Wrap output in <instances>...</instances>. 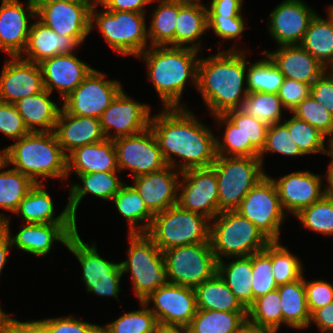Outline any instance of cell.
<instances>
[{"mask_svg": "<svg viewBox=\"0 0 333 333\" xmlns=\"http://www.w3.org/2000/svg\"><path fill=\"white\" fill-rule=\"evenodd\" d=\"M150 128L167 165L176 170L208 168L215 162L216 134L188 108H163L151 116Z\"/></svg>", "mask_w": 333, "mask_h": 333, "instance_id": "cell-1", "label": "cell"}, {"mask_svg": "<svg viewBox=\"0 0 333 333\" xmlns=\"http://www.w3.org/2000/svg\"><path fill=\"white\" fill-rule=\"evenodd\" d=\"M246 48L221 49L200 57L197 67V88L212 116L239 109L248 94Z\"/></svg>", "mask_w": 333, "mask_h": 333, "instance_id": "cell-2", "label": "cell"}, {"mask_svg": "<svg viewBox=\"0 0 333 333\" xmlns=\"http://www.w3.org/2000/svg\"><path fill=\"white\" fill-rule=\"evenodd\" d=\"M198 53L188 47L150 46L137 57L146 63L147 79L163 108H187L181 98L188 81L197 88Z\"/></svg>", "mask_w": 333, "mask_h": 333, "instance_id": "cell-3", "label": "cell"}, {"mask_svg": "<svg viewBox=\"0 0 333 333\" xmlns=\"http://www.w3.org/2000/svg\"><path fill=\"white\" fill-rule=\"evenodd\" d=\"M5 159L8 166L12 165L35 184L49 178L67 179V156L54 132L27 133L5 147Z\"/></svg>", "mask_w": 333, "mask_h": 333, "instance_id": "cell-4", "label": "cell"}, {"mask_svg": "<svg viewBox=\"0 0 333 333\" xmlns=\"http://www.w3.org/2000/svg\"><path fill=\"white\" fill-rule=\"evenodd\" d=\"M98 7V3L92 4L90 31L98 28L105 41L117 55L137 58L150 47L146 13L108 11L104 7L100 11Z\"/></svg>", "mask_w": 333, "mask_h": 333, "instance_id": "cell-5", "label": "cell"}, {"mask_svg": "<svg viewBox=\"0 0 333 333\" xmlns=\"http://www.w3.org/2000/svg\"><path fill=\"white\" fill-rule=\"evenodd\" d=\"M127 259L120 263L122 274L130 273L138 301L159 287L170 284L163 252L145 233H128Z\"/></svg>", "mask_w": 333, "mask_h": 333, "instance_id": "cell-6", "label": "cell"}, {"mask_svg": "<svg viewBox=\"0 0 333 333\" xmlns=\"http://www.w3.org/2000/svg\"><path fill=\"white\" fill-rule=\"evenodd\" d=\"M270 241L237 211L220 212L210 223V244L217 261L262 251Z\"/></svg>", "mask_w": 333, "mask_h": 333, "instance_id": "cell-7", "label": "cell"}, {"mask_svg": "<svg viewBox=\"0 0 333 333\" xmlns=\"http://www.w3.org/2000/svg\"><path fill=\"white\" fill-rule=\"evenodd\" d=\"M211 220L178 204L154 214L145 233L163 252L184 245L210 243Z\"/></svg>", "mask_w": 333, "mask_h": 333, "instance_id": "cell-8", "label": "cell"}, {"mask_svg": "<svg viewBox=\"0 0 333 333\" xmlns=\"http://www.w3.org/2000/svg\"><path fill=\"white\" fill-rule=\"evenodd\" d=\"M218 183V214L236 210L267 174L259 157L216 156L211 166Z\"/></svg>", "mask_w": 333, "mask_h": 333, "instance_id": "cell-9", "label": "cell"}, {"mask_svg": "<svg viewBox=\"0 0 333 333\" xmlns=\"http://www.w3.org/2000/svg\"><path fill=\"white\" fill-rule=\"evenodd\" d=\"M66 248L75 255L82 269L83 284L88 293L102 297H114L118 302L123 276L120 263H114L98 253L96 242L84 243L78 230L69 238Z\"/></svg>", "mask_w": 333, "mask_h": 333, "instance_id": "cell-10", "label": "cell"}, {"mask_svg": "<svg viewBox=\"0 0 333 333\" xmlns=\"http://www.w3.org/2000/svg\"><path fill=\"white\" fill-rule=\"evenodd\" d=\"M269 176L249 191L235 211L253 223L270 242H280L281 226L288 215Z\"/></svg>", "mask_w": 333, "mask_h": 333, "instance_id": "cell-11", "label": "cell"}, {"mask_svg": "<svg viewBox=\"0 0 333 333\" xmlns=\"http://www.w3.org/2000/svg\"><path fill=\"white\" fill-rule=\"evenodd\" d=\"M171 284L195 288L217 273L210 243L184 245L163 251Z\"/></svg>", "mask_w": 333, "mask_h": 333, "instance_id": "cell-12", "label": "cell"}, {"mask_svg": "<svg viewBox=\"0 0 333 333\" xmlns=\"http://www.w3.org/2000/svg\"><path fill=\"white\" fill-rule=\"evenodd\" d=\"M106 75L101 70L93 69L82 83L62 100V109L72 115L100 118L123 90L120 81L106 79Z\"/></svg>", "mask_w": 333, "mask_h": 333, "instance_id": "cell-13", "label": "cell"}, {"mask_svg": "<svg viewBox=\"0 0 333 333\" xmlns=\"http://www.w3.org/2000/svg\"><path fill=\"white\" fill-rule=\"evenodd\" d=\"M117 166L131 171L133 178L159 171L167 166L157 138L150 127L143 132L114 139Z\"/></svg>", "mask_w": 333, "mask_h": 333, "instance_id": "cell-14", "label": "cell"}, {"mask_svg": "<svg viewBox=\"0 0 333 333\" xmlns=\"http://www.w3.org/2000/svg\"><path fill=\"white\" fill-rule=\"evenodd\" d=\"M143 302L154 313L158 325L165 327L187 328L198 310L194 288L171 283L159 287Z\"/></svg>", "mask_w": 333, "mask_h": 333, "instance_id": "cell-15", "label": "cell"}, {"mask_svg": "<svg viewBox=\"0 0 333 333\" xmlns=\"http://www.w3.org/2000/svg\"><path fill=\"white\" fill-rule=\"evenodd\" d=\"M180 177L177 204L213 220L218 215V183L214 169H188Z\"/></svg>", "mask_w": 333, "mask_h": 333, "instance_id": "cell-16", "label": "cell"}, {"mask_svg": "<svg viewBox=\"0 0 333 333\" xmlns=\"http://www.w3.org/2000/svg\"><path fill=\"white\" fill-rule=\"evenodd\" d=\"M151 105L139 103L122 90L100 117L106 139L114 140L150 127Z\"/></svg>", "mask_w": 333, "mask_h": 333, "instance_id": "cell-17", "label": "cell"}, {"mask_svg": "<svg viewBox=\"0 0 333 333\" xmlns=\"http://www.w3.org/2000/svg\"><path fill=\"white\" fill-rule=\"evenodd\" d=\"M0 224L7 230L12 248L42 258L51 252L55 242L66 246L77 231V224L23 223L19 232L12 235L10 217L3 213H0Z\"/></svg>", "mask_w": 333, "mask_h": 333, "instance_id": "cell-18", "label": "cell"}, {"mask_svg": "<svg viewBox=\"0 0 333 333\" xmlns=\"http://www.w3.org/2000/svg\"><path fill=\"white\" fill-rule=\"evenodd\" d=\"M317 12L304 0H284L269 14L267 31L282 45H299Z\"/></svg>", "mask_w": 333, "mask_h": 333, "instance_id": "cell-19", "label": "cell"}, {"mask_svg": "<svg viewBox=\"0 0 333 333\" xmlns=\"http://www.w3.org/2000/svg\"><path fill=\"white\" fill-rule=\"evenodd\" d=\"M270 178L275 184L281 206L288 216H296L302 209L325 195L324 177L309 170L295 171L277 179L271 176Z\"/></svg>", "mask_w": 333, "mask_h": 333, "instance_id": "cell-20", "label": "cell"}, {"mask_svg": "<svg viewBox=\"0 0 333 333\" xmlns=\"http://www.w3.org/2000/svg\"><path fill=\"white\" fill-rule=\"evenodd\" d=\"M94 2H54L41 5L36 17L59 35L81 44L90 34V10Z\"/></svg>", "mask_w": 333, "mask_h": 333, "instance_id": "cell-21", "label": "cell"}, {"mask_svg": "<svg viewBox=\"0 0 333 333\" xmlns=\"http://www.w3.org/2000/svg\"><path fill=\"white\" fill-rule=\"evenodd\" d=\"M0 2V50L8 57L20 56L27 43L31 19L36 18V8L31 0L24 5L19 0Z\"/></svg>", "mask_w": 333, "mask_h": 333, "instance_id": "cell-22", "label": "cell"}, {"mask_svg": "<svg viewBox=\"0 0 333 333\" xmlns=\"http://www.w3.org/2000/svg\"><path fill=\"white\" fill-rule=\"evenodd\" d=\"M0 73V101L14 104L44 88L39 64L20 58H7Z\"/></svg>", "mask_w": 333, "mask_h": 333, "instance_id": "cell-23", "label": "cell"}, {"mask_svg": "<svg viewBox=\"0 0 333 333\" xmlns=\"http://www.w3.org/2000/svg\"><path fill=\"white\" fill-rule=\"evenodd\" d=\"M39 66L42 72L44 88L51 94L57 89L61 102L94 69L80 60L76 53L56 55L42 61Z\"/></svg>", "mask_w": 333, "mask_h": 333, "instance_id": "cell-24", "label": "cell"}, {"mask_svg": "<svg viewBox=\"0 0 333 333\" xmlns=\"http://www.w3.org/2000/svg\"><path fill=\"white\" fill-rule=\"evenodd\" d=\"M167 165L165 168L133 178V187L147 208L157 214L178 203V185L181 173Z\"/></svg>", "mask_w": 333, "mask_h": 333, "instance_id": "cell-25", "label": "cell"}, {"mask_svg": "<svg viewBox=\"0 0 333 333\" xmlns=\"http://www.w3.org/2000/svg\"><path fill=\"white\" fill-rule=\"evenodd\" d=\"M276 51L264 50L276 67L287 79L310 86L327 70L317 59L300 45H282Z\"/></svg>", "mask_w": 333, "mask_h": 333, "instance_id": "cell-26", "label": "cell"}, {"mask_svg": "<svg viewBox=\"0 0 333 333\" xmlns=\"http://www.w3.org/2000/svg\"><path fill=\"white\" fill-rule=\"evenodd\" d=\"M54 133L66 156L79 147L106 139L100 118L72 115L66 113L62 108Z\"/></svg>", "mask_w": 333, "mask_h": 333, "instance_id": "cell-27", "label": "cell"}, {"mask_svg": "<svg viewBox=\"0 0 333 333\" xmlns=\"http://www.w3.org/2000/svg\"><path fill=\"white\" fill-rule=\"evenodd\" d=\"M35 19L20 58L39 64L56 55L72 54L79 49L81 43L76 38L59 35L37 17Z\"/></svg>", "mask_w": 333, "mask_h": 333, "instance_id": "cell-28", "label": "cell"}, {"mask_svg": "<svg viewBox=\"0 0 333 333\" xmlns=\"http://www.w3.org/2000/svg\"><path fill=\"white\" fill-rule=\"evenodd\" d=\"M119 171L117 151L113 140L84 145L67 156V179L70 174Z\"/></svg>", "mask_w": 333, "mask_h": 333, "instance_id": "cell-29", "label": "cell"}, {"mask_svg": "<svg viewBox=\"0 0 333 333\" xmlns=\"http://www.w3.org/2000/svg\"><path fill=\"white\" fill-rule=\"evenodd\" d=\"M45 183L35 184L19 203L14 214L23 220V223L32 224H77L72 218L66 205L59 215H55V203L47 191Z\"/></svg>", "mask_w": 333, "mask_h": 333, "instance_id": "cell-30", "label": "cell"}, {"mask_svg": "<svg viewBox=\"0 0 333 333\" xmlns=\"http://www.w3.org/2000/svg\"><path fill=\"white\" fill-rule=\"evenodd\" d=\"M120 171L95 172L79 174V183L70 184L67 206L72 218L76 221V213L81 200L88 194L103 201L111 202V199L119 192L125 183L120 180Z\"/></svg>", "mask_w": 333, "mask_h": 333, "instance_id": "cell-31", "label": "cell"}, {"mask_svg": "<svg viewBox=\"0 0 333 333\" xmlns=\"http://www.w3.org/2000/svg\"><path fill=\"white\" fill-rule=\"evenodd\" d=\"M50 96L51 93L44 89L14 103L29 132H54L62 107Z\"/></svg>", "mask_w": 333, "mask_h": 333, "instance_id": "cell-32", "label": "cell"}, {"mask_svg": "<svg viewBox=\"0 0 333 333\" xmlns=\"http://www.w3.org/2000/svg\"><path fill=\"white\" fill-rule=\"evenodd\" d=\"M206 31L207 6L204 3L179 1L174 47H188L201 52L200 41Z\"/></svg>", "mask_w": 333, "mask_h": 333, "instance_id": "cell-33", "label": "cell"}, {"mask_svg": "<svg viewBox=\"0 0 333 333\" xmlns=\"http://www.w3.org/2000/svg\"><path fill=\"white\" fill-rule=\"evenodd\" d=\"M231 259L233 261L227 264L224 260L217 261V274L247 310L253 304L252 255L230 257L229 260Z\"/></svg>", "mask_w": 333, "mask_h": 333, "instance_id": "cell-34", "label": "cell"}, {"mask_svg": "<svg viewBox=\"0 0 333 333\" xmlns=\"http://www.w3.org/2000/svg\"><path fill=\"white\" fill-rule=\"evenodd\" d=\"M282 324L297 330L309 327L311 314L307 306L304 276L294 282L279 285Z\"/></svg>", "mask_w": 333, "mask_h": 333, "instance_id": "cell-35", "label": "cell"}, {"mask_svg": "<svg viewBox=\"0 0 333 333\" xmlns=\"http://www.w3.org/2000/svg\"><path fill=\"white\" fill-rule=\"evenodd\" d=\"M111 201L116 206L118 213L128 223L129 234L147 232L154 214L147 208L132 185L125 182Z\"/></svg>", "mask_w": 333, "mask_h": 333, "instance_id": "cell-36", "label": "cell"}, {"mask_svg": "<svg viewBox=\"0 0 333 333\" xmlns=\"http://www.w3.org/2000/svg\"><path fill=\"white\" fill-rule=\"evenodd\" d=\"M316 14L299 44L327 69L333 64V16Z\"/></svg>", "mask_w": 333, "mask_h": 333, "instance_id": "cell-37", "label": "cell"}, {"mask_svg": "<svg viewBox=\"0 0 333 333\" xmlns=\"http://www.w3.org/2000/svg\"><path fill=\"white\" fill-rule=\"evenodd\" d=\"M197 309L225 312H247L228 285L216 273L194 288Z\"/></svg>", "mask_w": 333, "mask_h": 333, "instance_id": "cell-38", "label": "cell"}, {"mask_svg": "<svg viewBox=\"0 0 333 333\" xmlns=\"http://www.w3.org/2000/svg\"><path fill=\"white\" fill-rule=\"evenodd\" d=\"M247 324V312L198 309L188 333H238Z\"/></svg>", "mask_w": 333, "mask_h": 333, "instance_id": "cell-39", "label": "cell"}, {"mask_svg": "<svg viewBox=\"0 0 333 333\" xmlns=\"http://www.w3.org/2000/svg\"><path fill=\"white\" fill-rule=\"evenodd\" d=\"M157 6L153 8L148 38L150 46L174 47V31L179 12L178 0H154Z\"/></svg>", "mask_w": 333, "mask_h": 333, "instance_id": "cell-40", "label": "cell"}, {"mask_svg": "<svg viewBox=\"0 0 333 333\" xmlns=\"http://www.w3.org/2000/svg\"><path fill=\"white\" fill-rule=\"evenodd\" d=\"M247 324L278 333L282 325L281 297L278 289L254 300L247 309Z\"/></svg>", "mask_w": 333, "mask_h": 333, "instance_id": "cell-41", "label": "cell"}, {"mask_svg": "<svg viewBox=\"0 0 333 333\" xmlns=\"http://www.w3.org/2000/svg\"><path fill=\"white\" fill-rule=\"evenodd\" d=\"M8 167L6 163L0 167V208L14 214L35 183L28 176Z\"/></svg>", "mask_w": 333, "mask_h": 333, "instance_id": "cell-42", "label": "cell"}, {"mask_svg": "<svg viewBox=\"0 0 333 333\" xmlns=\"http://www.w3.org/2000/svg\"><path fill=\"white\" fill-rule=\"evenodd\" d=\"M283 123L288 127L291 139L304 155L322 153L328 156L330 154L333 143L330 142L329 139H326L327 137L323 133L309 123L297 119L294 115L287 120L285 117ZM326 145H328V147Z\"/></svg>", "mask_w": 333, "mask_h": 333, "instance_id": "cell-43", "label": "cell"}, {"mask_svg": "<svg viewBox=\"0 0 333 333\" xmlns=\"http://www.w3.org/2000/svg\"><path fill=\"white\" fill-rule=\"evenodd\" d=\"M239 109L268 126L282 122V111H287L278 93L268 92H248Z\"/></svg>", "mask_w": 333, "mask_h": 333, "instance_id": "cell-44", "label": "cell"}, {"mask_svg": "<svg viewBox=\"0 0 333 333\" xmlns=\"http://www.w3.org/2000/svg\"><path fill=\"white\" fill-rule=\"evenodd\" d=\"M264 55L263 59L254 63L247 60V90L248 92L278 93L285 77L272 60L266 54Z\"/></svg>", "mask_w": 333, "mask_h": 333, "instance_id": "cell-45", "label": "cell"}, {"mask_svg": "<svg viewBox=\"0 0 333 333\" xmlns=\"http://www.w3.org/2000/svg\"><path fill=\"white\" fill-rule=\"evenodd\" d=\"M212 117L225 127L222 139L216 136V156L259 157L260 152L252 144H244L242 131L225 114Z\"/></svg>", "mask_w": 333, "mask_h": 333, "instance_id": "cell-46", "label": "cell"}, {"mask_svg": "<svg viewBox=\"0 0 333 333\" xmlns=\"http://www.w3.org/2000/svg\"><path fill=\"white\" fill-rule=\"evenodd\" d=\"M139 310L124 314L106 325H100L106 333H155L158 323L154 313L143 301Z\"/></svg>", "mask_w": 333, "mask_h": 333, "instance_id": "cell-47", "label": "cell"}, {"mask_svg": "<svg viewBox=\"0 0 333 333\" xmlns=\"http://www.w3.org/2000/svg\"><path fill=\"white\" fill-rule=\"evenodd\" d=\"M271 264L277 286L294 282L303 277V264L281 242H271Z\"/></svg>", "mask_w": 333, "mask_h": 333, "instance_id": "cell-48", "label": "cell"}, {"mask_svg": "<svg viewBox=\"0 0 333 333\" xmlns=\"http://www.w3.org/2000/svg\"><path fill=\"white\" fill-rule=\"evenodd\" d=\"M294 217L310 231L326 236L333 234V200L325 195Z\"/></svg>", "mask_w": 333, "mask_h": 333, "instance_id": "cell-49", "label": "cell"}, {"mask_svg": "<svg viewBox=\"0 0 333 333\" xmlns=\"http://www.w3.org/2000/svg\"><path fill=\"white\" fill-rule=\"evenodd\" d=\"M290 113L318 129L333 143V115L311 95L303 99Z\"/></svg>", "mask_w": 333, "mask_h": 333, "instance_id": "cell-50", "label": "cell"}, {"mask_svg": "<svg viewBox=\"0 0 333 333\" xmlns=\"http://www.w3.org/2000/svg\"><path fill=\"white\" fill-rule=\"evenodd\" d=\"M252 272L253 302L278 288L271 264V242L264 250L252 254Z\"/></svg>", "mask_w": 333, "mask_h": 333, "instance_id": "cell-51", "label": "cell"}, {"mask_svg": "<svg viewBox=\"0 0 333 333\" xmlns=\"http://www.w3.org/2000/svg\"><path fill=\"white\" fill-rule=\"evenodd\" d=\"M268 152L279 153L286 157L304 155L296 143L291 139L288 127L283 122L269 125L267 128L265 146L259 154V158L263 165L265 161L264 155Z\"/></svg>", "mask_w": 333, "mask_h": 333, "instance_id": "cell-52", "label": "cell"}, {"mask_svg": "<svg viewBox=\"0 0 333 333\" xmlns=\"http://www.w3.org/2000/svg\"><path fill=\"white\" fill-rule=\"evenodd\" d=\"M244 135V144H252L259 152L264 148L268 125L240 109L229 110L224 113Z\"/></svg>", "mask_w": 333, "mask_h": 333, "instance_id": "cell-53", "label": "cell"}, {"mask_svg": "<svg viewBox=\"0 0 333 333\" xmlns=\"http://www.w3.org/2000/svg\"><path fill=\"white\" fill-rule=\"evenodd\" d=\"M245 22L242 14L239 17L228 18L207 16V30L214 31L213 33L224 41L235 39L234 42H237V39L242 38L244 30H246Z\"/></svg>", "mask_w": 333, "mask_h": 333, "instance_id": "cell-54", "label": "cell"}, {"mask_svg": "<svg viewBox=\"0 0 333 333\" xmlns=\"http://www.w3.org/2000/svg\"><path fill=\"white\" fill-rule=\"evenodd\" d=\"M0 132L14 141L29 133L14 104L0 101Z\"/></svg>", "mask_w": 333, "mask_h": 333, "instance_id": "cell-55", "label": "cell"}, {"mask_svg": "<svg viewBox=\"0 0 333 333\" xmlns=\"http://www.w3.org/2000/svg\"><path fill=\"white\" fill-rule=\"evenodd\" d=\"M307 306L310 314L333 301V284L322 279L308 281L305 278Z\"/></svg>", "mask_w": 333, "mask_h": 333, "instance_id": "cell-56", "label": "cell"}, {"mask_svg": "<svg viewBox=\"0 0 333 333\" xmlns=\"http://www.w3.org/2000/svg\"><path fill=\"white\" fill-rule=\"evenodd\" d=\"M41 321L48 327L49 333H92L99 326L74 315L43 318Z\"/></svg>", "mask_w": 333, "mask_h": 333, "instance_id": "cell-57", "label": "cell"}, {"mask_svg": "<svg viewBox=\"0 0 333 333\" xmlns=\"http://www.w3.org/2000/svg\"><path fill=\"white\" fill-rule=\"evenodd\" d=\"M310 89L309 84L285 78L278 91V96L287 111L291 112L310 95Z\"/></svg>", "mask_w": 333, "mask_h": 333, "instance_id": "cell-58", "label": "cell"}, {"mask_svg": "<svg viewBox=\"0 0 333 333\" xmlns=\"http://www.w3.org/2000/svg\"><path fill=\"white\" fill-rule=\"evenodd\" d=\"M310 95L333 115V74L326 70L312 85Z\"/></svg>", "mask_w": 333, "mask_h": 333, "instance_id": "cell-59", "label": "cell"}, {"mask_svg": "<svg viewBox=\"0 0 333 333\" xmlns=\"http://www.w3.org/2000/svg\"><path fill=\"white\" fill-rule=\"evenodd\" d=\"M207 16L239 17L242 14L244 0H210Z\"/></svg>", "mask_w": 333, "mask_h": 333, "instance_id": "cell-60", "label": "cell"}, {"mask_svg": "<svg viewBox=\"0 0 333 333\" xmlns=\"http://www.w3.org/2000/svg\"><path fill=\"white\" fill-rule=\"evenodd\" d=\"M99 6L104 7L108 11H129L146 13L148 4L155 2L154 0H95Z\"/></svg>", "mask_w": 333, "mask_h": 333, "instance_id": "cell-61", "label": "cell"}, {"mask_svg": "<svg viewBox=\"0 0 333 333\" xmlns=\"http://www.w3.org/2000/svg\"><path fill=\"white\" fill-rule=\"evenodd\" d=\"M317 325V329L321 333H332L333 332V301L328 305L316 309L311 314L309 327Z\"/></svg>", "mask_w": 333, "mask_h": 333, "instance_id": "cell-62", "label": "cell"}, {"mask_svg": "<svg viewBox=\"0 0 333 333\" xmlns=\"http://www.w3.org/2000/svg\"><path fill=\"white\" fill-rule=\"evenodd\" d=\"M8 333H49V330L41 320L19 321L10 317Z\"/></svg>", "mask_w": 333, "mask_h": 333, "instance_id": "cell-63", "label": "cell"}, {"mask_svg": "<svg viewBox=\"0 0 333 333\" xmlns=\"http://www.w3.org/2000/svg\"><path fill=\"white\" fill-rule=\"evenodd\" d=\"M12 249L10 237L7 230L0 224V276L5 264L8 260V255Z\"/></svg>", "mask_w": 333, "mask_h": 333, "instance_id": "cell-64", "label": "cell"}, {"mask_svg": "<svg viewBox=\"0 0 333 333\" xmlns=\"http://www.w3.org/2000/svg\"><path fill=\"white\" fill-rule=\"evenodd\" d=\"M330 157L329 165L327 166V174H325L326 183L324 184L325 196L333 200V148L328 155Z\"/></svg>", "mask_w": 333, "mask_h": 333, "instance_id": "cell-65", "label": "cell"}, {"mask_svg": "<svg viewBox=\"0 0 333 333\" xmlns=\"http://www.w3.org/2000/svg\"><path fill=\"white\" fill-rule=\"evenodd\" d=\"M36 10L44 4L54 3V2H95V0H31Z\"/></svg>", "mask_w": 333, "mask_h": 333, "instance_id": "cell-66", "label": "cell"}, {"mask_svg": "<svg viewBox=\"0 0 333 333\" xmlns=\"http://www.w3.org/2000/svg\"><path fill=\"white\" fill-rule=\"evenodd\" d=\"M9 314L3 311L0 305V333H8Z\"/></svg>", "mask_w": 333, "mask_h": 333, "instance_id": "cell-67", "label": "cell"}, {"mask_svg": "<svg viewBox=\"0 0 333 333\" xmlns=\"http://www.w3.org/2000/svg\"><path fill=\"white\" fill-rule=\"evenodd\" d=\"M155 333H188L187 328L158 326Z\"/></svg>", "mask_w": 333, "mask_h": 333, "instance_id": "cell-68", "label": "cell"}, {"mask_svg": "<svg viewBox=\"0 0 333 333\" xmlns=\"http://www.w3.org/2000/svg\"><path fill=\"white\" fill-rule=\"evenodd\" d=\"M238 333H274V332L246 324Z\"/></svg>", "mask_w": 333, "mask_h": 333, "instance_id": "cell-69", "label": "cell"}, {"mask_svg": "<svg viewBox=\"0 0 333 333\" xmlns=\"http://www.w3.org/2000/svg\"><path fill=\"white\" fill-rule=\"evenodd\" d=\"M6 163L5 159V148L0 150V167Z\"/></svg>", "mask_w": 333, "mask_h": 333, "instance_id": "cell-70", "label": "cell"}, {"mask_svg": "<svg viewBox=\"0 0 333 333\" xmlns=\"http://www.w3.org/2000/svg\"><path fill=\"white\" fill-rule=\"evenodd\" d=\"M92 333H106L105 330L99 325Z\"/></svg>", "mask_w": 333, "mask_h": 333, "instance_id": "cell-71", "label": "cell"}, {"mask_svg": "<svg viewBox=\"0 0 333 333\" xmlns=\"http://www.w3.org/2000/svg\"><path fill=\"white\" fill-rule=\"evenodd\" d=\"M178 1L203 3L202 0H178Z\"/></svg>", "mask_w": 333, "mask_h": 333, "instance_id": "cell-72", "label": "cell"}, {"mask_svg": "<svg viewBox=\"0 0 333 333\" xmlns=\"http://www.w3.org/2000/svg\"><path fill=\"white\" fill-rule=\"evenodd\" d=\"M326 11H329L330 14L333 16V4L328 6L327 10Z\"/></svg>", "mask_w": 333, "mask_h": 333, "instance_id": "cell-73", "label": "cell"}, {"mask_svg": "<svg viewBox=\"0 0 333 333\" xmlns=\"http://www.w3.org/2000/svg\"><path fill=\"white\" fill-rule=\"evenodd\" d=\"M328 69L333 74V64Z\"/></svg>", "mask_w": 333, "mask_h": 333, "instance_id": "cell-74", "label": "cell"}]
</instances>
